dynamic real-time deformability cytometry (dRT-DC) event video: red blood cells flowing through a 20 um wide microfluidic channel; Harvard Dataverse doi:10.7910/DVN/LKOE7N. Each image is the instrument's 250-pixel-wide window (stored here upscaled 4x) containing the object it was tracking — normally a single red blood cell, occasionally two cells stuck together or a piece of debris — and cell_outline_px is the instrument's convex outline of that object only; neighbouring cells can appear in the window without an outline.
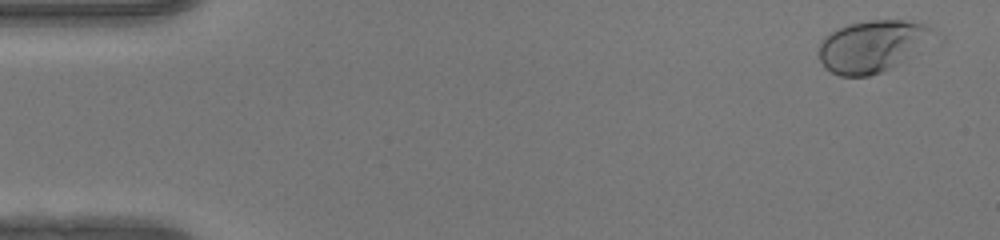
{"species": "human", "species_latin": "Homo sapiens", "temperature_condition": "warm", "stored_images_in_passage": 50, "camera_frame_rate_fps": 3000, "um_per_image_px": 0.085, "donor": {"sex": "female"}, "frame": {"image": 1, "passage_image": 2, "time_ms": 0.333, "image_size_px": [1000, 240], "cell_outline_px": [[936, 32], [912, 56], [880, 72], [868, 76], [840, 76], [824, 68], [820, 60], [820, 40], [824, 36], [848, 24], [868, 20], [904, 20], [924, 24], [932, 28]], "centroid_in_image_um": [74.1, 3.92], "position_along_channel_um": 10.9, "area_um2": 34.16}}
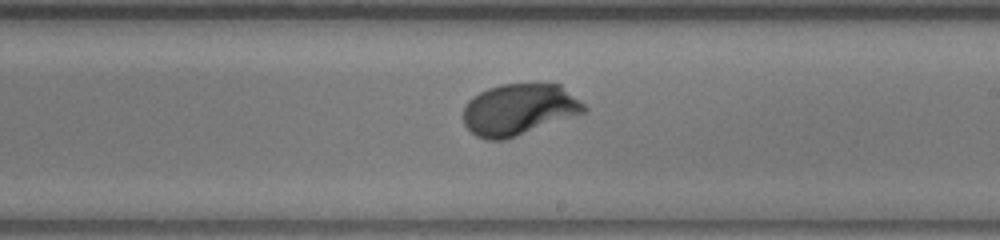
{"frame": {"image": 2, "passage_image": 29, "time_ms": 9.333, "image_size_px": [1000, 240], "cell_outline_px": [[588, 108], [584, 112], [516, 136], [504, 140], [488, 140], [476, 136], [464, 124], [464, 104], [472, 96], [488, 88], [500, 84], [560, 84], [580, 100]], "centroid_in_image_um": [44.08, 9.3], "position_along_channel_um": 244.9, "area_um2": 35.89}}
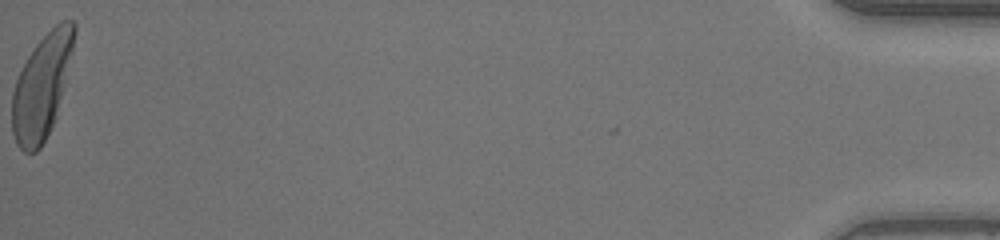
{"frame": {"image": 3, "passage_image": 50, "time_ms": 16.333, "image_size_px": [1000, 240], "cell_outline_px": [[76, 32], [72, 52], [56, 116], [40, 148], [36, 152], [24, 152], [16, 144], [12, 132], [12, 92], [16, 80], [28, 56], [36, 44], [60, 20], [72, 20], [76, 24]], "centroid_in_image_um": [3.54, 7.34], "position_along_channel_um": 431.7, "area_um2": 37.05}, "authors_computed_cell_mechanics": {"area_um2": 35.6048, "velocity_mm_per_s": 4.1706, "shape_relaxation_time_tau1_ms": 1.8207, "shape_relaxation_time_tau2_ms": null, "deformation_change_tau1": 0.1677, "deformation_change_tau2": null}}